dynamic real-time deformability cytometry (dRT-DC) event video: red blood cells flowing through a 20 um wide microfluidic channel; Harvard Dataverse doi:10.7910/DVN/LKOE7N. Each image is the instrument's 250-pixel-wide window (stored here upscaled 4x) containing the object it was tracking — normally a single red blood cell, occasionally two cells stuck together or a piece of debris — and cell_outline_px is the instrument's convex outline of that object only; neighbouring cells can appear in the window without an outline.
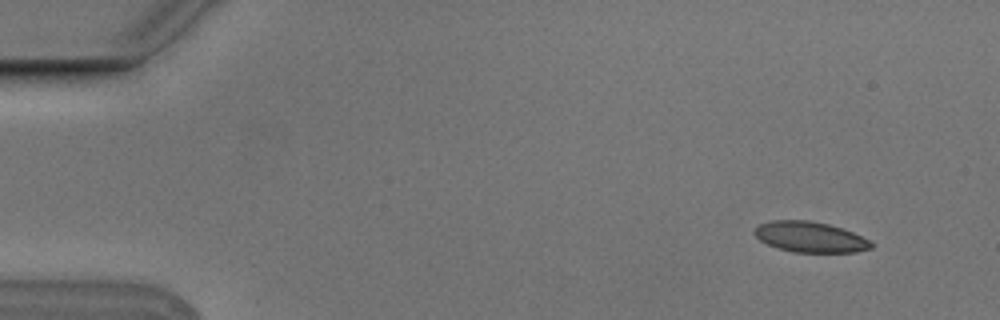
{"species": "Egyptian fruit bat (a non-hibernating species)", "species_latin": "Rousettus aegyptiacus", "temperature_condition": "cold", "stored_images_in_passage": 4, "camera_frame_rate_fps": 3000, "um_per_image_px": 0.085, "animal": {"sex": "male"}, "frame": {"image": 1, "passage_image": 1, "time_ms": 0.0, "image_size_px": [1000, 320], "cell_outline_px": [[872, 248], [856, 252], [792, 252], [776, 248], [760, 240], [752, 232], [760, 224], [772, 220], [808, 220], [828, 224], [852, 232], [872, 240]], "centroid_in_image_um": [68.86, 20.15], "position_along_channel_um": 16.1, "area_um2": 20.81}}
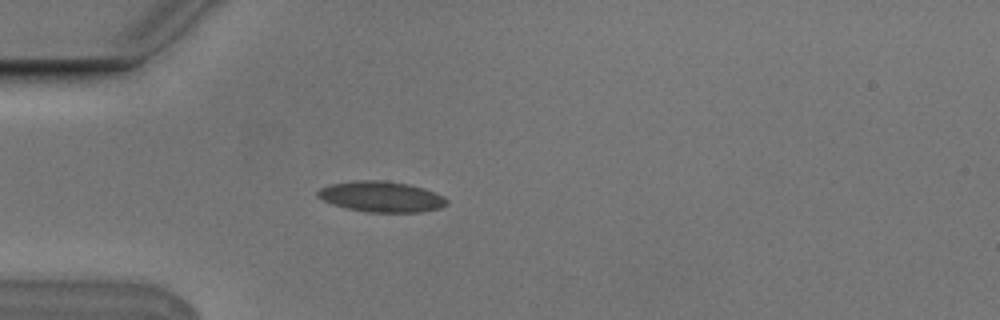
{"frame": {"image": 2, "passage_image": 4, "time_ms": 1.0, "image_size_px": [1000, 320], "cell_outline_px": [[448, 204], [440, 208], [424, 212], [368, 212], [348, 208], [332, 204], [316, 196], [316, 192], [320, 188], [328, 184], [352, 180], [380, 180], [408, 184], [424, 188], [444, 196], [448, 200]], "centroid_in_image_um": [32.41, 16.71], "position_along_channel_um": 52.6, "area_um2": 23.24}}